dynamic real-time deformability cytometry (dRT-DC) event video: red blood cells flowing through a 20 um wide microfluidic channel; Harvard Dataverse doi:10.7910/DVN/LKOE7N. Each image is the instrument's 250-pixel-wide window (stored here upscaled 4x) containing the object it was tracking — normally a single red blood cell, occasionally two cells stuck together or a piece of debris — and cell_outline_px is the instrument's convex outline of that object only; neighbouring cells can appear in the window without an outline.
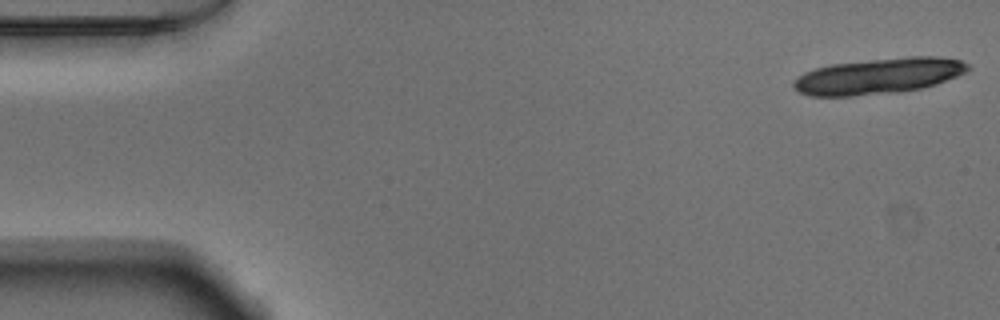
{"species": "Egyptian fruit bat (a non-hibernating species)", "species_latin": "Rousettus aegyptiacus", "temperature_condition": "warm", "stored_images_in_passage": 11, "camera_frame_rate_fps": 3000, "um_per_image_px": 0.085, "animal": {"sex": "male"}, "frame": {"image": 1, "passage_image": 1, "time_ms": 0.0, "image_size_px": [1000, 320], "cell_outline_px": [[972, 68], [956, 76], [936, 84], [920, 88], [900, 92], [852, 96], [812, 96], [800, 92], [792, 88], [792, 80], [804, 72], [816, 68], [832, 64], [868, 60], [908, 56], [936, 56], [960, 60], [968, 64]], "centroid_in_image_um": [74.65, 6.46], "position_along_channel_um": 10.4, "area_um2": 36.47}}